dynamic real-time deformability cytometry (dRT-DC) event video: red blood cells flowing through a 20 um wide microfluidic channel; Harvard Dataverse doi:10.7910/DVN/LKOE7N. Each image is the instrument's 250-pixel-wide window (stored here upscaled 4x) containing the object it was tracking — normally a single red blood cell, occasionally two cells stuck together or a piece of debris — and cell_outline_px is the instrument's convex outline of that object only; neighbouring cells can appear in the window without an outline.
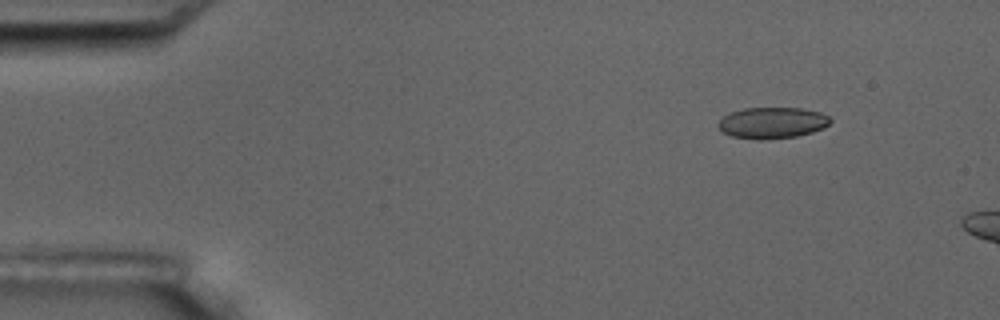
{"species": "common noctule bat (a hibernating species)", "species_latin": "Nyctalus noctula", "temperature_condition": "room temperature", "stored_images_in_passage": 4, "camera_frame_rate_fps": 3000, "um_per_image_px": 0.085, "animal": {"sex": "male", "body_mass_g": 17.5, "forearm_length_mm": 52.3}, "frame": {"image": 1, "passage_image": 2, "time_ms": 1.333, "image_size_px": [1000, 320], "cell_outline_px": [[832, 120], [824, 128], [812, 132], [796, 136], [768, 140], [756, 140], [732, 136], [724, 132], [716, 124], [724, 116], [732, 112], [744, 108], [800, 108], [820, 112], [828, 116]], "centroid_in_image_um": [65.65, 10.45], "position_along_channel_um": 19.4, "area_um2": 20.4}}